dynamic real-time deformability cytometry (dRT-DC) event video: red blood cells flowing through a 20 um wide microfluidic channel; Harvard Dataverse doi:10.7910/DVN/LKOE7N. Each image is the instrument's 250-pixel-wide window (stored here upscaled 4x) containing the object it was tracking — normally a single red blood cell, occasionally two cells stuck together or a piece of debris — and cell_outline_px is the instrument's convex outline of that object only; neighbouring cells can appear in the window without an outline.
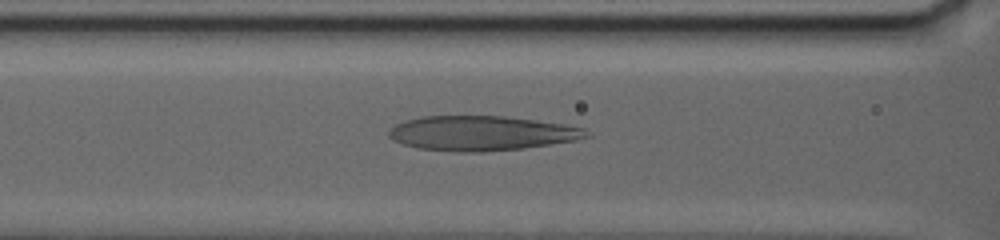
{"species": "human", "species_latin": "Homo sapiens", "temperature_condition": "warm", "stored_images_in_passage": 40, "camera_frame_rate_fps": 3000, "um_per_image_px": 0.085, "donor": {"sex": "female"}, "frame": {"image": 1, "passage_image": 17, "time_ms": 9.0, "image_size_px": [1000, 240], "cell_outline_px": [[592, 136], [576, 140], [524, 148], [484, 152], [456, 152], [416, 148], [404, 144], [388, 136], [388, 132], [396, 124], [408, 120], [424, 116], [504, 116], [536, 120], [564, 124], [584, 128]], "centroid_in_image_um": [40.96, 11.33], "position_along_channel_um": 125.6, "area_um2": 39.88}}
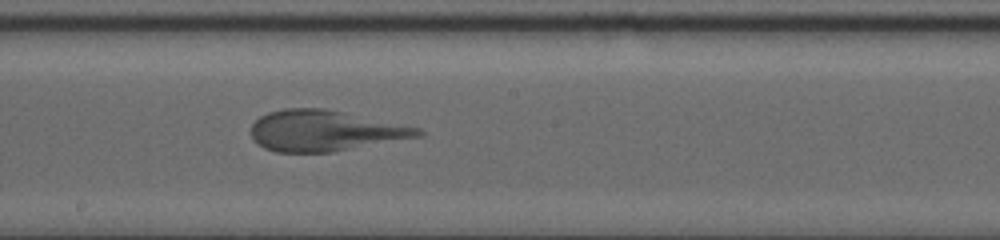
{"frame": {"image": 2, "passage_image": 23, "time_ms": 12.333, "image_size_px": [1000, 240], "cell_outline_px": [[424, 136], [332, 152], [276, 152], [264, 148], [256, 144], [252, 136], [252, 124], [260, 116], [268, 112], [284, 108], [324, 108], [344, 112], [420, 128], [424, 132]], "centroid_in_image_um": [27.6, 11.12], "position_along_channel_um": 220.6, "area_um2": 39.71}}
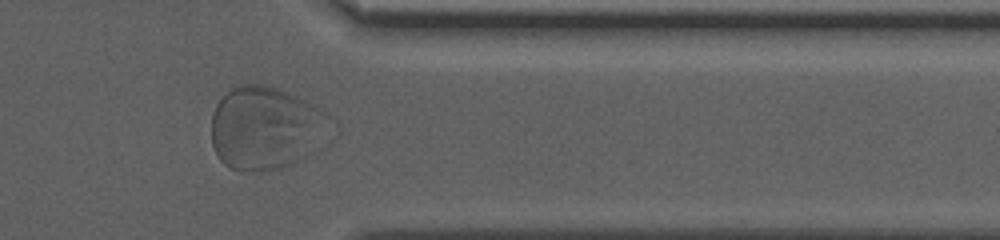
{"frame": {"image": 3, "passage_image": 34, "time_ms": 18.333, "image_size_px": [1000, 240], "cell_outline_px": [[328, 116], [296, 160], [280, 168], [260, 172], [240, 172], [228, 168], [220, 160], [212, 144], [212, 112], [216, 104], [236, 84], [264, 84], [276, 88], [296, 96], [328, 112]], "centroid_in_image_um": [22.33, 10.84], "position_along_channel_um": 389.1, "area_um2": 54.79}}